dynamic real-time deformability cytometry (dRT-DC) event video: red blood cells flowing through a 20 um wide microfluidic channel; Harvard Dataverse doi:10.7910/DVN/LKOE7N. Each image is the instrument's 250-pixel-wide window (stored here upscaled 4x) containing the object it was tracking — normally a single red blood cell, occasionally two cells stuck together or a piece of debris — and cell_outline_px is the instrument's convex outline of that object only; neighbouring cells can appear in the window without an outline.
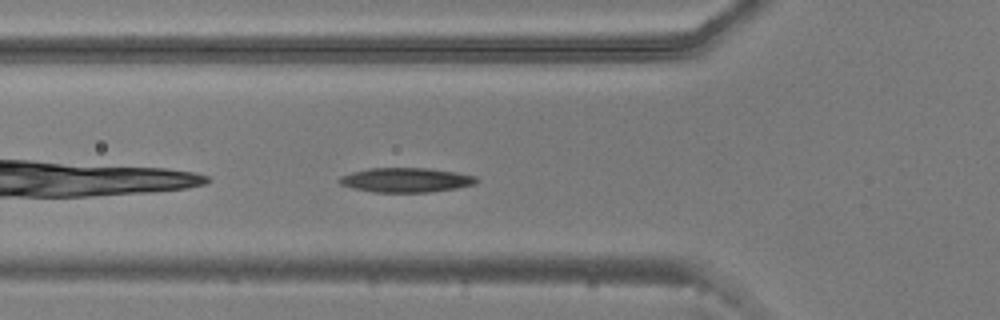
{"species": "common noctule bat (a hibernating species)", "species_latin": "Nyctalus noctula", "temperature_condition": "warm", "stored_images_in_passage": 43, "camera_frame_rate_fps": 3000, "um_per_image_px": 0.085, "animal": {"sex": "male", "body_mass_g": 20.5, "forearm_length_mm": 52.5}, "frame": {"image": 1, "passage_image": 5, "time_ms": 1.333, "image_size_px": [1000, 320], "cell_outline_px": [[480, 180], [476, 184], [456, 188], [428, 192], [372, 192], [352, 188], [340, 184], [336, 180], [340, 176], [352, 172], [368, 168], [428, 168], [456, 172], [476, 176]], "centroid_in_image_um": [34.5, 15.3], "position_along_channel_um": 91.3, "area_um2": 19.71}}
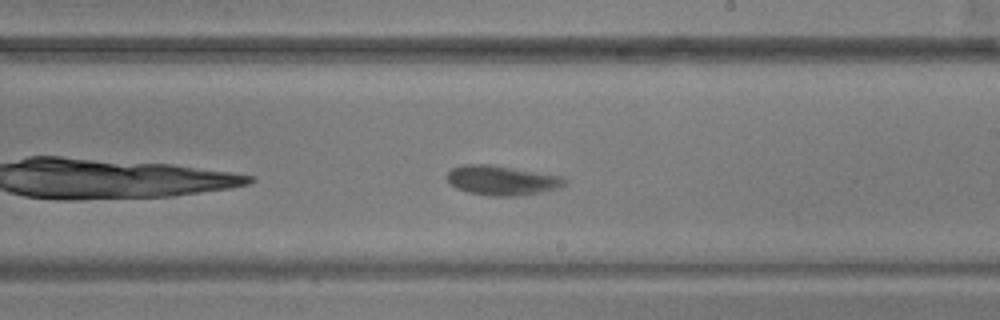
{"frame": {"image": 2, "passage_image": 18, "time_ms": 5.667, "image_size_px": [1000, 320], "cell_outline_px": [[568, 180], [564, 184], [556, 188], [540, 192], [520, 196], [488, 196], [468, 192], [456, 188], [448, 180], [448, 172], [452, 168], [464, 164], [488, 164], [564, 176]], "centroid_in_image_um": [42.67, 15.33], "position_along_channel_um": 246.3, "area_um2": 20.23}}
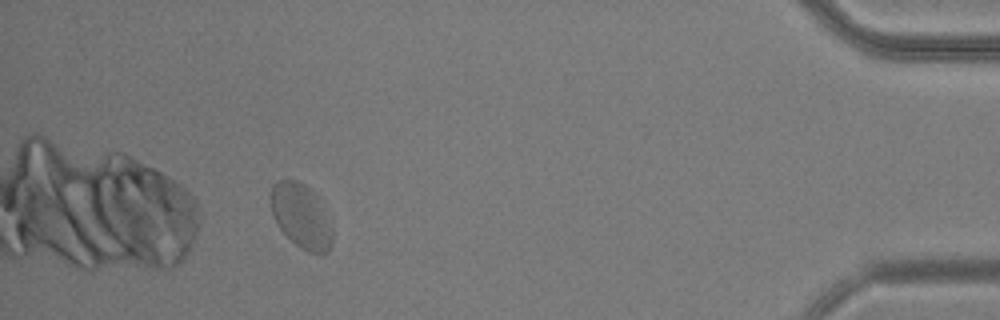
{"frame": {"image": 3, "passage_image": 37, "time_ms": 12.0, "image_size_px": [1000, 320], "cell_outline_px": [[332, 244], [328, 252], [308, 252], [300, 248], [280, 228], [272, 212], [272, 184], [276, 180], [296, 180], [304, 184], [316, 192], [320, 196], [332, 228]], "centroid_in_image_um": [25.65, 18.33], "position_along_channel_um": 409.6, "area_um2": 23.06}, "authors_computed_cell_mechanics": {"area_um2": 21.2704, "velocity_mm_per_s": 3.5727, "shape_relaxation_time_tau1_ms": 4.7111, "shape_relaxation_time_tau2_ms": null, "deformation_change_tau1": 0.1392, "deformation_change_tau2": null}}